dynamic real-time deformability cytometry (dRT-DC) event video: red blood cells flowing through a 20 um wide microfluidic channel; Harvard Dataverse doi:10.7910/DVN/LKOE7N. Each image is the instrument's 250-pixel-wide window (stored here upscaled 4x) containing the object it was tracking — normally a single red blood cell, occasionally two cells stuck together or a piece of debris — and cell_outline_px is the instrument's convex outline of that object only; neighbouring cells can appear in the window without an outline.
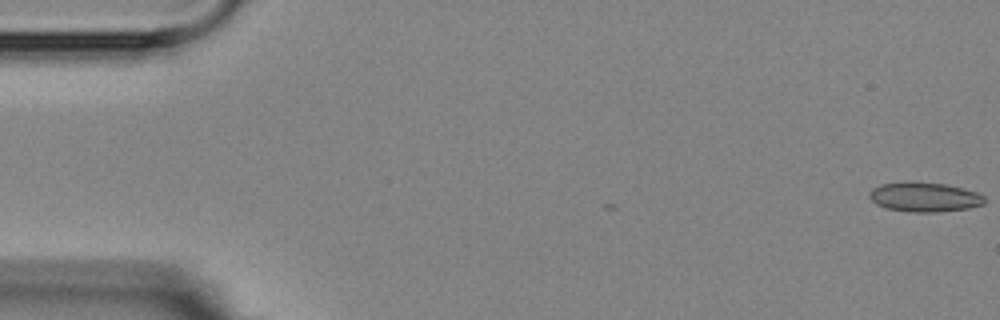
{"species": "Egyptian fruit bat (a non-hibernating species)", "species_latin": "Rousettus aegyptiacus", "temperature_condition": "room temperature", "stored_images_in_passage": 4, "camera_frame_rate_fps": 3000, "um_per_image_px": 0.085, "animal": {"sex": "female"}, "frame": {"image": 1, "passage_image": 1, "time_ms": 0.0, "image_size_px": [1000, 320], "cell_outline_px": [[984, 204], [968, 208], [936, 212], [912, 212], [884, 208], [876, 204], [868, 196], [868, 192], [872, 188], [880, 184], [904, 180], [908, 180], [944, 184], [964, 188], [976, 192], [984, 196]], "centroid_in_image_um": [78.51, 16.72], "position_along_channel_um": 6.5, "area_um2": 20.17}}